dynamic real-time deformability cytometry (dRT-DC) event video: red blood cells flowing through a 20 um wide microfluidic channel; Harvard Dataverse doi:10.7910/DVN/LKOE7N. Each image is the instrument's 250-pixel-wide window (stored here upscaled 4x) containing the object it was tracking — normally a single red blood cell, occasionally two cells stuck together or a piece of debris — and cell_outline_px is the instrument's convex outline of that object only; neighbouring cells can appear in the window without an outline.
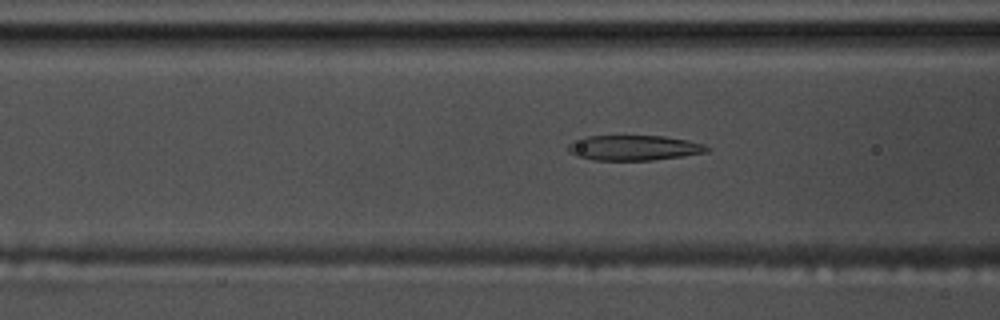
{"species": "common noctule bat (a hibernating species)", "species_latin": "Nyctalus noctula", "temperature_condition": "warm", "stored_images_in_passage": 30, "camera_frame_rate_fps": 3000, "um_per_image_px": 0.085, "animal": {"sex": "male", "body_mass_g": 17.5, "forearm_length_mm": 52.3}, "frame": {"image": 1, "passage_image": 11, "time_ms": 3.333, "image_size_px": [1000, 320], "cell_outline_px": [[712, 148], [708, 152], [684, 156], [652, 160], [592, 160], [576, 156], [568, 152], [568, 144], [572, 140], [584, 136], [664, 136], [688, 140], [704, 144]], "centroid_in_image_um": [53.87, 12.56], "position_along_channel_um": 112.7, "area_um2": 20.63}}
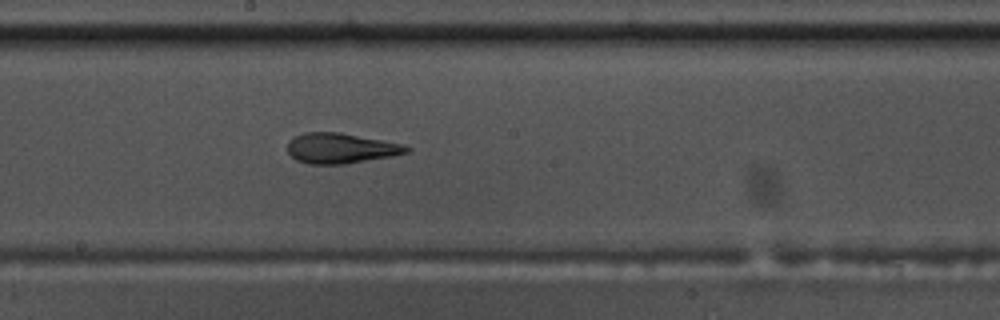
{"frame": {"image": 2, "passage_image": 20, "time_ms": 6.333, "image_size_px": [1000, 320], "cell_outline_px": [[412, 148], [408, 152], [392, 156], [344, 164], [308, 164], [296, 160], [288, 152], [288, 144], [296, 136], [304, 132], [340, 132], [404, 144]], "centroid_in_image_um": [28.99, 12.6], "position_along_channel_um": 219.2, "area_um2": 20.92}}
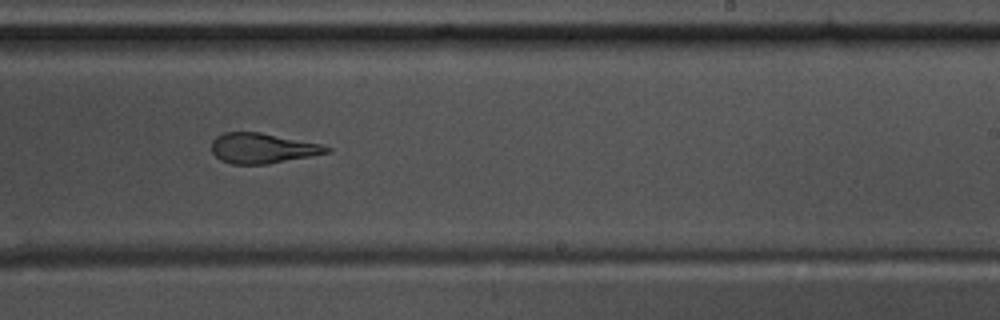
{"frame": {"image": 3, "passage_image": 24, "time_ms": 7.667, "image_size_px": [1000, 320], "cell_outline_px": [[332, 152], [312, 156], [268, 164], [232, 164], [220, 160], [212, 152], [212, 140], [216, 136], [224, 132], [260, 132], [320, 144], [332, 148]], "centroid_in_image_um": [22.31, 12.6], "position_along_channel_um": 266.7, "area_um2": 20.29}}